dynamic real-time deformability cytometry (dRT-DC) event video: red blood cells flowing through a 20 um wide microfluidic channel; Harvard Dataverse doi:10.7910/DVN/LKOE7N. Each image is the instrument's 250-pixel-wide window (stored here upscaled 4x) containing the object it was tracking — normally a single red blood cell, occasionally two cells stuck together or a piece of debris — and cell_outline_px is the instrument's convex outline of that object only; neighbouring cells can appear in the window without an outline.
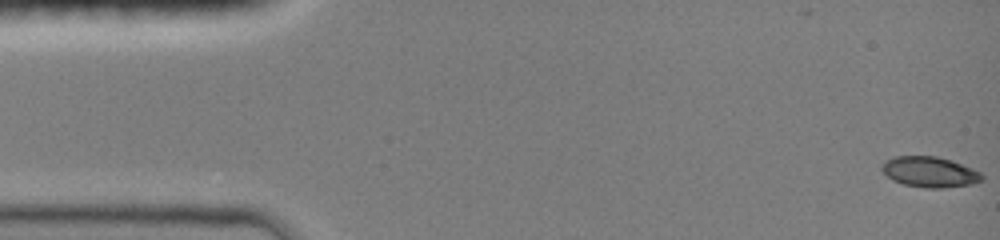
{"species": "common noctule bat (a hibernating species)", "species_latin": "Nyctalus noctula", "temperature_condition": "room temperature", "stored_images_in_passage": 48, "camera_frame_rate_fps": 3000, "um_per_image_px": 0.085, "animal": {"sex": "female", "body_mass_g": 19.0, "forearm_length_mm": 51.5}, "frame": {"image": 1, "passage_image": 1, "time_ms": 0.0, "image_size_px": [1000, 240], "cell_outline_px": [[984, 180], [968, 184], [944, 188], [924, 188], [904, 184], [892, 180], [880, 168], [880, 164], [884, 160], [896, 156], [936, 156], [952, 160], [972, 168], [980, 172], [984, 176]], "centroid_in_image_um": [79.01, 14.61], "position_along_channel_um": 6.0, "area_um2": 17.92}}
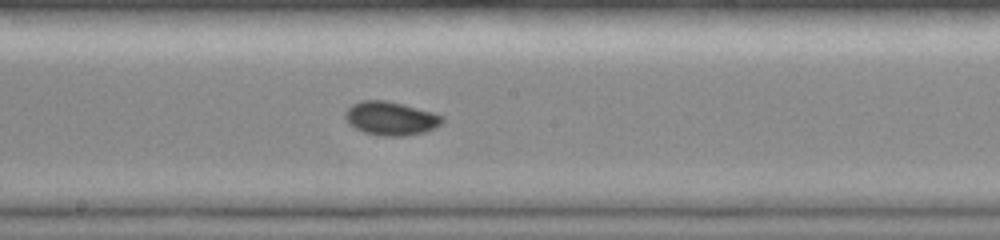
{"frame": {"image": 2, "passage_image": 26, "time_ms": 8.333, "image_size_px": [1000, 240], "cell_outline_px": [[444, 120], [436, 128], [424, 132], [404, 136], [384, 136], [364, 132], [348, 124], [344, 116], [344, 112], [352, 104], [360, 100], [388, 100], [404, 104], [432, 112], [444, 116]], "centroid_in_image_um": [33.21, 10.05], "position_along_channel_um": 215.0, "area_um2": 19.19}}
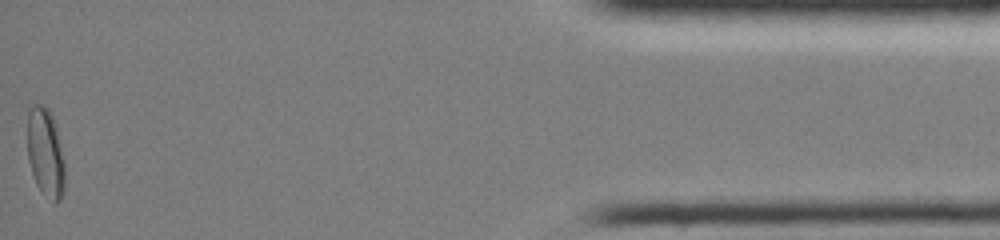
{"frame": {"image": 3, "passage_image": 48, "time_ms": 15.667, "image_size_px": [1000, 240], "cell_outline_px": [[64, 192], [60, 200], [56, 204], [36, 184], [28, 160], [28, 108], [32, 104], [44, 104], [48, 108], [52, 116], [56, 128], [64, 160]], "centroid_in_image_um": [3.86, 12.94], "position_along_channel_um": 431.3, "area_um2": 19.25}, "authors_computed_cell_mechanics": {"area_um2": 17.918, "velocity_mm_per_s": 4.0354, "shape_relaxation_time_tau1_ms": 5.1919, "shape_relaxation_time_tau2_ms": null, "deformation_change_tau1": 0.1275, "deformation_change_tau2": null}}